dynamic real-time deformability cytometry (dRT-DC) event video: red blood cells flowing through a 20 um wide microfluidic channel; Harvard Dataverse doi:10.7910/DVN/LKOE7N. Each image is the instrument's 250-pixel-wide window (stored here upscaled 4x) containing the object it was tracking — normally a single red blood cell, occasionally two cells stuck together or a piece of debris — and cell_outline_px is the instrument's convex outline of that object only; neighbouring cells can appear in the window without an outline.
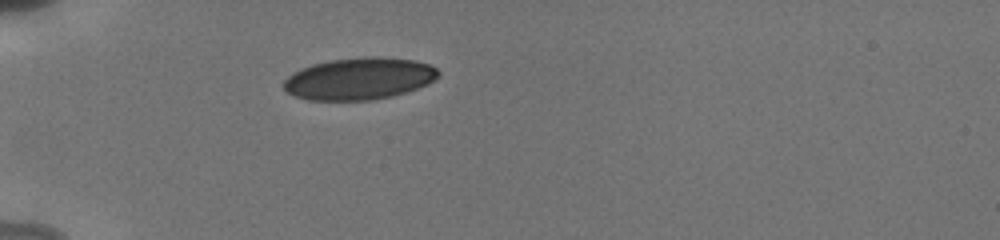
{"species": "human", "species_latin": "Homo sapiens", "temperature_condition": "cold", "stored_images_in_passage": 30, "camera_frame_rate_fps": 3000, "um_per_image_px": 0.085, "donor": {"sex": "male"}, "frame": {"image": 1, "passage_image": 1, "time_ms": 0.0, "image_size_px": [1000, 240], "cell_outline_px": [[440, 72], [436, 80], [428, 84], [392, 96], [368, 100], [308, 100], [296, 96], [288, 92], [284, 88], [284, 80], [292, 72], [300, 68], [312, 64], [328, 60], [364, 56], [380, 56], [416, 60], [428, 64], [436, 68]], "centroid_in_image_um": [30.53, 6.66], "position_along_channel_um": 54.5, "area_um2": 38.03}}
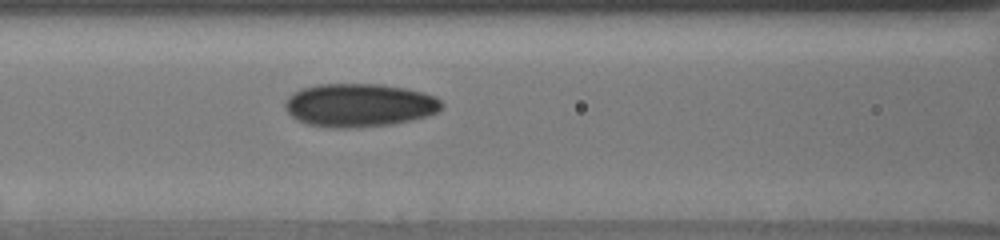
{"frame": {"image": 2, "passage_image": 6, "time_ms": 2.667, "image_size_px": [1000, 240], "cell_outline_px": [[444, 104], [436, 112], [428, 116], [412, 120], [388, 124], [356, 128], [332, 128], [308, 124], [296, 120], [284, 108], [284, 100], [292, 92], [300, 88], [316, 84], [380, 84], [404, 88], [424, 92], [436, 96]], "centroid_in_image_um": [30.5, 8.93], "position_along_channel_um": 136.1, "area_um2": 39.88}}
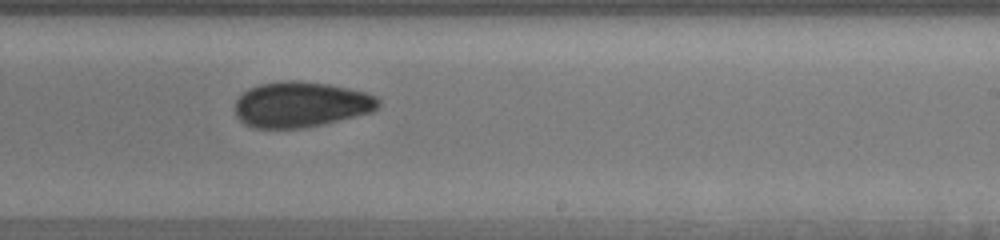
{"frame": {"image": 3, "passage_image": 16, "time_ms": 6.0, "image_size_px": [1000, 240], "cell_outline_px": [[380, 104], [372, 112], [324, 124], [304, 128], [252, 128], [244, 124], [236, 116], [236, 100], [248, 88], [260, 84], [288, 80], [300, 80], [328, 84], [368, 92], [376, 96], [380, 100]], "centroid_in_image_um": [25.59, 8.88], "position_along_channel_um": 263.4, "area_um2": 38.26}, "authors_computed_cell_mechanics": {"area_um2": 38.148, "velocity_mm_per_s": 3.8375, "shape_relaxation_time_tau1_ms": 9.6843, "shape_relaxation_time_tau2_ms": 2.6348, "deformation_change_tau1": 0.1539, "deformation_change_tau2": 0.0562}}